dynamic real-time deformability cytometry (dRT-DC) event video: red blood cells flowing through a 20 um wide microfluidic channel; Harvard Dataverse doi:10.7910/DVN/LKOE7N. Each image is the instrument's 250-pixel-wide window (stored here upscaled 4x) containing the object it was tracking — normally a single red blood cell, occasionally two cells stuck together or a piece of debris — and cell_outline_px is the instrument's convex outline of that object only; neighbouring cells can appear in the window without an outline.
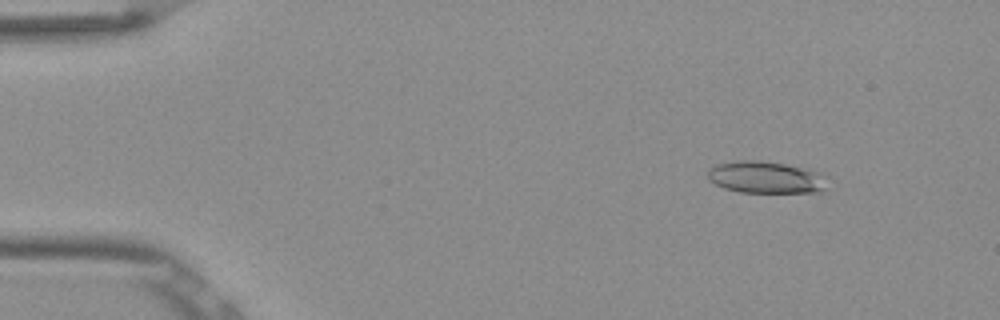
{"species": "Egyptian fruit bat (a non-hibernating species)", "species_latin": "Rousettus aegyptiacus", "temperature_condition": "room temperature", "stored_images_in_passage": 53, "camera_frame_rate_fps": 3000, "um_per_image_px": 0.085, "frame": {"image": 1, "passage_image": 7, "time_ms": 2.0, "image_size_px": [1000, 320], "cell_outline_px": [[832, 176], [828, 188], [820, 192], [740, 192], [724, 188], [708, 180], [708, 168], [716, 164], [736, 160], [760, 160], [784, 164], [820, 172]], "centroid_in_image_um": [65.18, 15.07], "position_along_channel_um": 19.8, "area_um2": 22.83}}
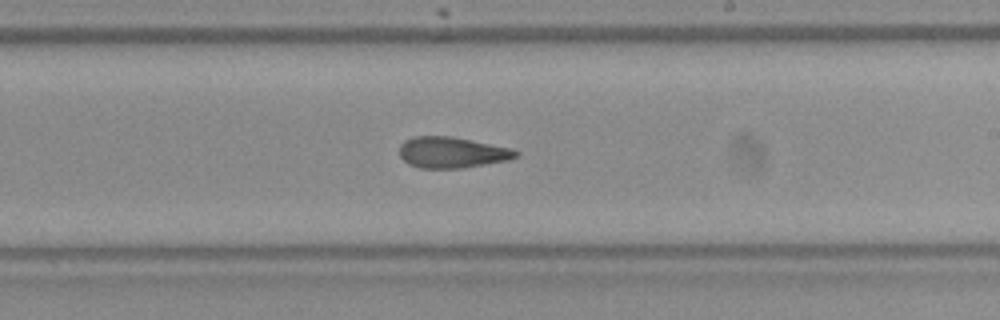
{"frame": {"image": 2, "passage_image": 32, "time_ms": 10.333, "image_size_px": [1000, 320], "cell_outline_px": [[520, 156], [508, 160], [460, 168], [420, 168], [408, 164], [400, 156], [400, 144], [404, 140], [412, 136], [452, 136], [512, 148], [520, 152]], "centroid_in_image_um": [38.42, 12.95], "position_along_channel_um": 250.6, "area_um2": 21.15}}
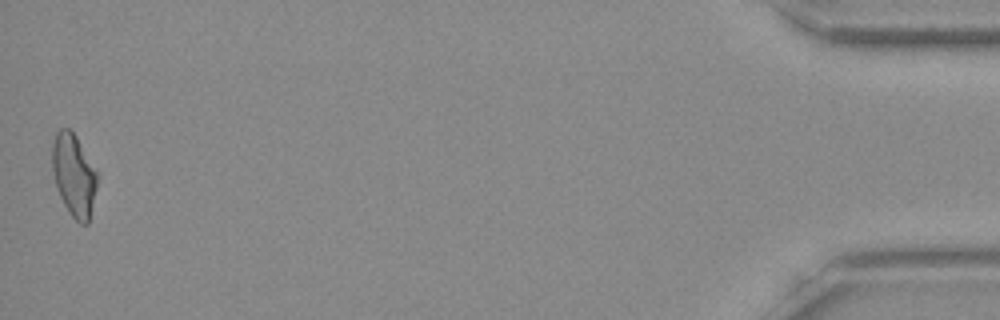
{"frame": {"image": 3, "passage_image": 53, "time_ms": 17.333, "image_size_px": [1000, 320], "cell_outline_px": [[96, 188], [88, 224], [80, 224], [72, 216], [64, 204], [60, 196], [56, 184], [52, 168], [52, 144], [56, 132], [60, 128], [68, 128], [76, 136], [96, 172]], "centroid_in_image_um": [6.25, 14.88], "position_along_channel_um": 428.9, "area_um2": 21.04}, "authors_computed_cell_mechanics": {"area_um2": 21.5016, "velocity_mm_per_s": 3.8711, "shape_relaxation_time_tau1_ms": null, "shape_relaxation_time_tau2_ms": 3.6409, "deformation_change_tau1": null, "deformation_change_tau2": 0.117}}